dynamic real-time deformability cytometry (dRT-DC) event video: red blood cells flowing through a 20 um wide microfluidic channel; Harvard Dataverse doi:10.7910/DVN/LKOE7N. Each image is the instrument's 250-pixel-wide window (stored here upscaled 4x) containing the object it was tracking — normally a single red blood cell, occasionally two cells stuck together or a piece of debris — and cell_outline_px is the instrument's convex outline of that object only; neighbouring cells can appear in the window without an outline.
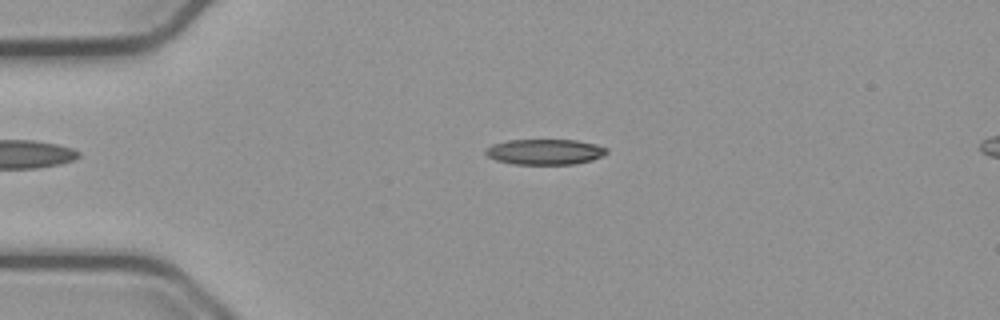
{"species": "common noctule bat (a hibernating species)", "species_latin": "Nyctalus noctula", "temperature_condition": "cold", "stored_images_in_passage": 54, "camera_frame_rate_fps": 3000, "um_per_image_px": 0.085, "animal": {"sex": "male", "body_mass_g": 23.1, "forearm_length_mm": 52.7}, "frame": {"image": 1, "passage_image": 12, "time_ms": 3.667, "image_size_px": [1000, 320], "cell_outline_px": [[608, 152], [604, 156], [592, 160], [572, 164], [512, 164], [496, 160], [488, 156], [484, 152], [492, 144], [508, 140], [576, 140], [596, 144], [608, 148]], "centroid_in_image_um": [46.35, 12.9], "position_along_channel_um": 38.7, "area_um2": 18.03}}
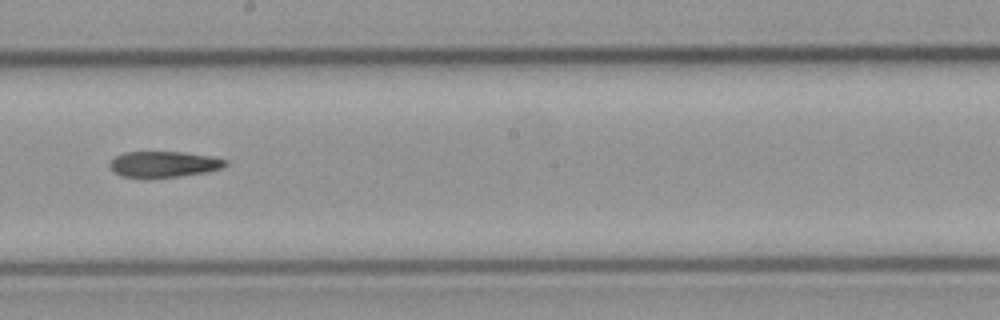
{"frame": {"image": 2, "passage_image": 30, "time_ms": 9.667, "image_size_px": [1000, 320], "cell_outline_px": [[228, 164], [220, 168], [208, 172], [180, 176], [120, 176], [108, 164], [116, 156], [124, 152], [184, 152], [208, 156], [228, 160]], "centroid_in_image_um": [13.96, 13.94], "position_along_channel_um": 234.2, "area_um2": 16.99}}
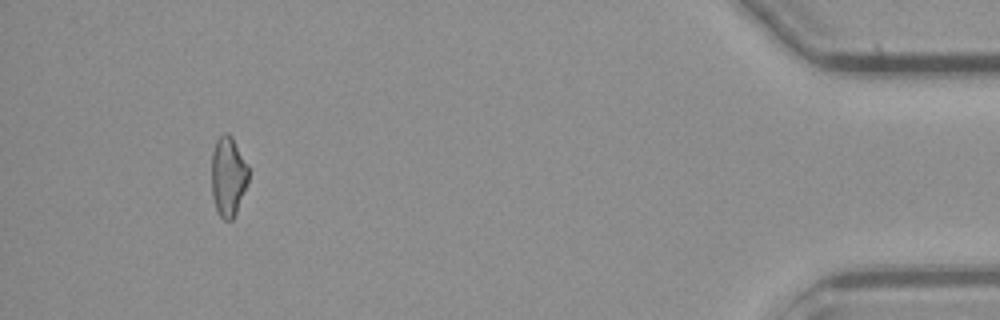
{"frame": {"image": 3, "passage_image": 50, "time_ms": 16.333, "image_size_px": [1000, 320], "cell_outline_px": [[248, 184], [236, 212], [232, 220], [224, 220], [220, 216], [216, 208], [212, 196], [212, 152], [216, 140], [224, 132], [228, 132], [232, 136], [248, 164]], "centroid_in_image_um": [19.4, 14.97], "position_along_channel_um": 415.8, "area_um2": 17.28}}